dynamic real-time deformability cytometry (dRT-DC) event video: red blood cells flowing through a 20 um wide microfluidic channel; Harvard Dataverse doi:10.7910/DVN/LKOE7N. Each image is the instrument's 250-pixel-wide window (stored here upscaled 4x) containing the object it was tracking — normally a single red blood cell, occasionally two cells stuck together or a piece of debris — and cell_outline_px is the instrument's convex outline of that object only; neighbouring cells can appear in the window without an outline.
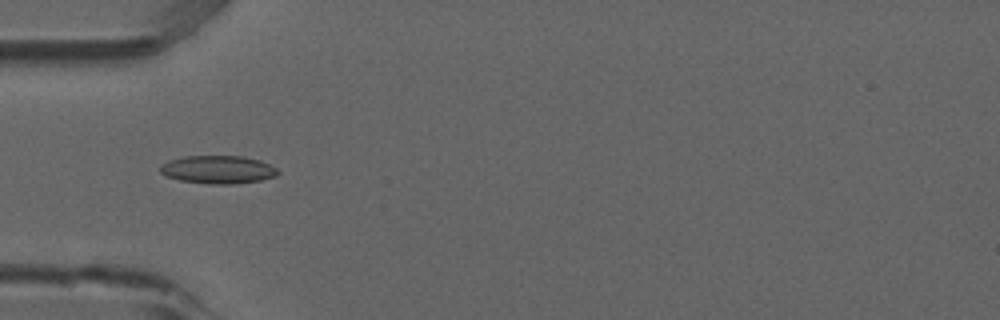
{"species": "common noctule bat (a hibernating species)", "species_latin": "Nyctalus noctula", "temperature_condition": "room temperature", "stored_images_in_passage": 8, "camera_frame_rate_fps": 3000, "um_per_image_px": 0.085, "animal": {"sex": "male", "forearm_length_mm": 52.5}, "frame": {"image": 1, "passage_image": 5, "time_ms": 1.333, "image_size_px": [1000, 320], "cell_outline_px": [[280, 172], [276, 176], [260, 180], [232, 184], [208, 184], [180, 180], [168, 176], [160, 172], [160, 164], [168, 160], [184, 156], [244, 156], [260, 160], [276, 168]], "centroid_in_image_um": [18.52, 14.41], "position_along_channel_um": 66.5, "area_um2": 19.25}}
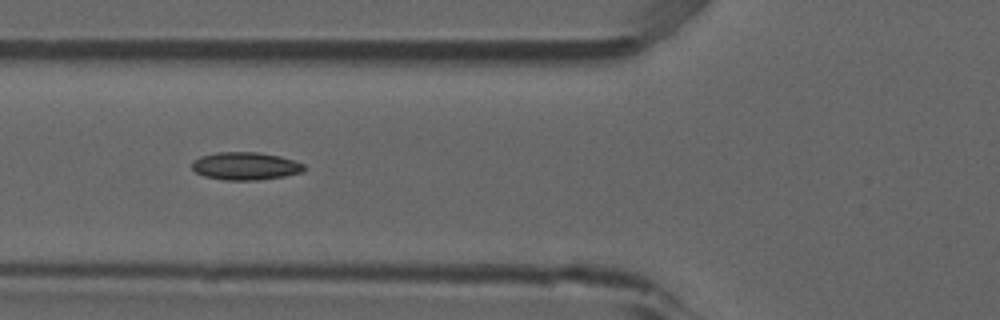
{"frame": {"image": 2, "passage_image": 6, "time_ms": 1.667, "image_size_px": [1000, 320], "cell_outline_px": [[304, 172], [284, 176], [256, 180], [224, 180], [204, 176], [196, 172], [192, 168], [192, 160], [200, 156], [216, 152], [260, 152], [280, 156], [304, 164]], "centroid_in_image_um": [20.84, 14.11], "position_along_channel_um": 105.0, "area_um2": 18.21}}
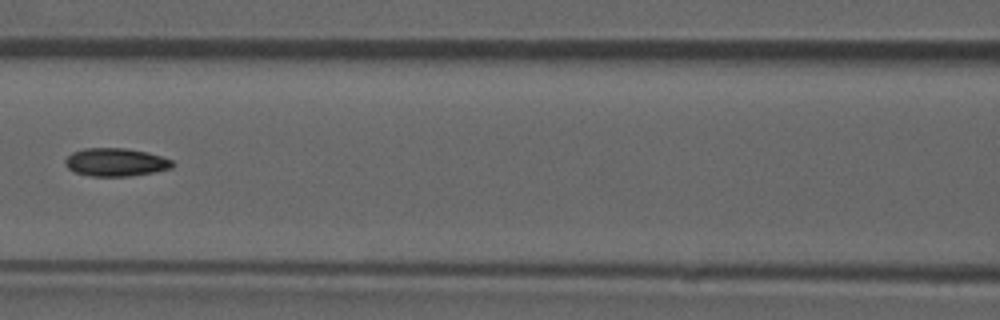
{"frame": {"image": 3, "passage_image": 7, "time_ms": 2.0, "image_size_px": [1000, 320], "cell_outline_px": [[176, 164], [172, 168], [152, 172], [128, 176], [88, 176], [76, 172], [68, 168], [64, 164], [64, 160], [72, 152], [84, 148], [124, 148], [148, 152], [172, 160]], "centroid_in_image_um": [9.83, 13.78], "position_along_channel_um": 156.8, "area_um2": 17.57}}